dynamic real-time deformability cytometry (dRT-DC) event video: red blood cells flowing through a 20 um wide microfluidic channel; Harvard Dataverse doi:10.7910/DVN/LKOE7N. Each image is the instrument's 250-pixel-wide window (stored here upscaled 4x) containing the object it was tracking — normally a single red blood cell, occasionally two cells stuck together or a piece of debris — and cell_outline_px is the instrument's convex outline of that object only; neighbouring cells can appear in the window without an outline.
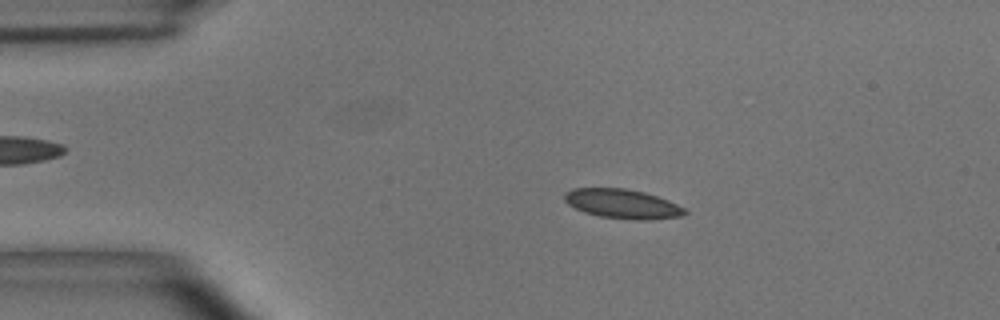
{"species": "common noctule bat (a hibernating species)", "species_latin": "Nyctalus noctula", "temperature_condition": "room temperature", "stored_images_in_passage": 5, "camera_frame_rate_fps": 3000, "um_per_image_px": 0.085, "animal": {"sex": "male", "body_mass_g": 15.6}, "frame": {"image": 1, "passage_image": 3, "time_ms": 0.667, "image_size_px": [1000, 320], "cell_outline_px": [[688, 212], [684, 216], [648, 220], [640, 220], [600, 216], [584, 212], [568, 204], [564, 200], [564, 192], [572, 188], [624, 188], [644, 192], [668, 200], [684, 208]], "centroid_in_image_um": [52.9, 17.32], "position_along_channel_um": 32.1, "area_um2": 20.52}}
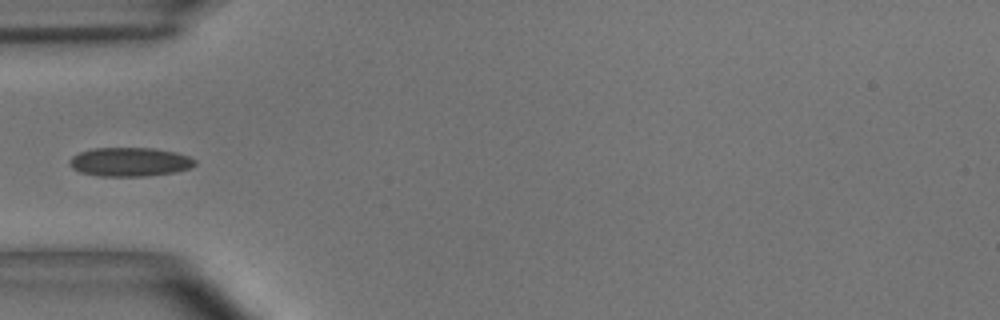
{"frame": {"image": 2, "passage_image": 5, "time_ms": 1.333, "image_size_px": [1000, 320], "cell_outline_px": [[196, 164], [188, 168], [176, 172], [144, 176], [100, 176], [80, 172], [72, 168], [68, 164], [68, 160], [72, 156], [80, 152], [92, 148], [152, 148], [176, 152], [188, 156], [196, 160]], "centroid_in_image_um": [11.0, 13.76], "position_along_channel_um": 74.0, "area_um2": 21.15}}